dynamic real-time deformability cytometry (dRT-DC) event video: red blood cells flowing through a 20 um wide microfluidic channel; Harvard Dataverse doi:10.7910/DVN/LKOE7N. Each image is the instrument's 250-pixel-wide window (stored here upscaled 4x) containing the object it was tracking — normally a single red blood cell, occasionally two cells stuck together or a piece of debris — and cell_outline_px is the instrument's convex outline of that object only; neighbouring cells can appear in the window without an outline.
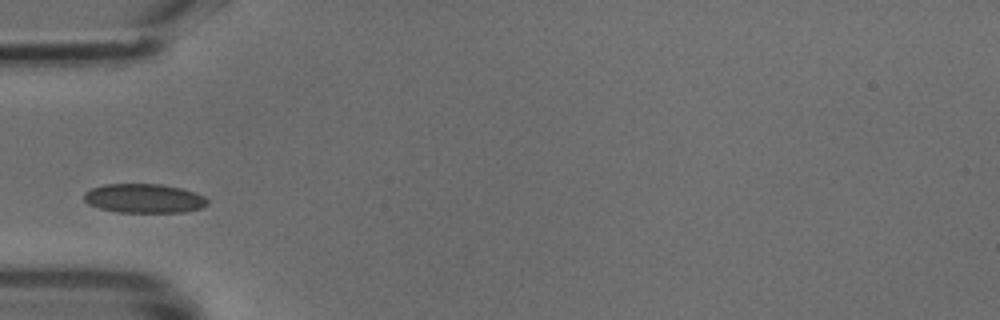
{"species": "common noctule bat (a hibernating species)", "species_latin": "Nyctalus noctula", "temperature_condition": "cold", "stored_images_in_passage": 27, "camera_frame_rate_fps": 3000, "um_per_image_px": 0.085, "animal": {"sex": "male", "body_mass_g": 18.8}, "frame": {"image": 1, "passage_image": 1, "time_ms": 0.0, "image_size_px": [1000, 320], "cell_outline_px": [[208, 204], [200, 208], [184, 212], [116, 212], [100, 208], [88, 204], [84, 200], [84, 192], [92, 188], [104, 184], [160, 184], [180, 188], [196, 192], [204, 196], [208, 200]], "centroid_in_image_um": [12.24, 16.86], "position_along_channel_um": 72.8, "area_um2": 20.98}}